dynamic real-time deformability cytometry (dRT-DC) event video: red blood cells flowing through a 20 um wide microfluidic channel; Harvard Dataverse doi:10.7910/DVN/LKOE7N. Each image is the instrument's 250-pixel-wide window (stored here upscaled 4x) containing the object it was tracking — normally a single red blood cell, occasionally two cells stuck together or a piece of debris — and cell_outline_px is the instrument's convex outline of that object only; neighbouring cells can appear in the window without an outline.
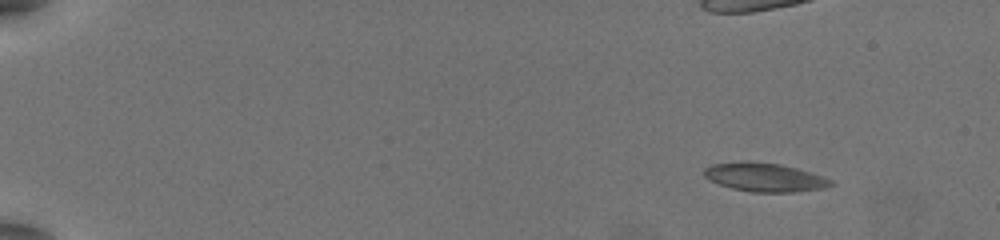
{"species": "common noctule bat (a hibernating species)", "species_latin": "Nyctalus noctula", "temperature_condition": "warm", "stored_images_in_passage": 21, "camera_frame_rate_fps": 3000, "um_per_image_px": 0.085, "animal": {"sex": "female", "body_mass_g": 19.5, "forearm_length_mm": 54.1}, "frame": {"image": 1, "passage_image": 1, "time_ms": 0.0, "image_size_px": [1000, 240], "cell_outline_px": [[836, 184], [824, 188], [792, 192], [752, 192], [732, 188], [708, 180], [704, 176], [704, 168], [712, 164], [780, 164], [796, 168], [832, 180]], "centroid_in_image_um": [65.03, 15.12], "position_along_channel_um": 20.0, "area_um2": 20.17}}